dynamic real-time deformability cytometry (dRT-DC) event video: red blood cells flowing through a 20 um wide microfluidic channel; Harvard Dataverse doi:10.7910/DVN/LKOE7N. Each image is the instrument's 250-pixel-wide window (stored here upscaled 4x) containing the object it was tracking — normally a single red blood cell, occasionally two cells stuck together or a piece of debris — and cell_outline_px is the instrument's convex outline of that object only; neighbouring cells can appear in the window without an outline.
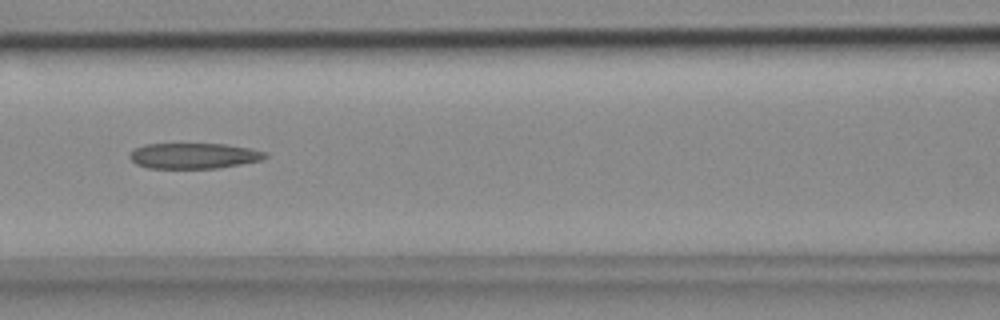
{"species": "common noctule bat (a hibernating species)", "species_latin": "Nyctalus noctula", "temperature_condition": "cold", "stored_images_in_passage": 53, "camera_frame_rate_fps": 3000, "um_per_image_px": 0.085, "animal": {"sex": "female", "body_mass_g": 18.4}, "frame": {"image": 1, "passage_image": 22, "time_ms": 7.0, "image_size_px": [1000, 320], "cell_outline_px": [[268, 156], [260, 160], [240, 164], [216, 168], [148, 168], [136, 164], [128, 156], [136, 148], [144, 144], [224, 144], [248, 148], [264, 152]], "centroid_in_image_um": [16.43, 13.24], "position_along_channel_um": 150.2, "area_um2": 19.94}}
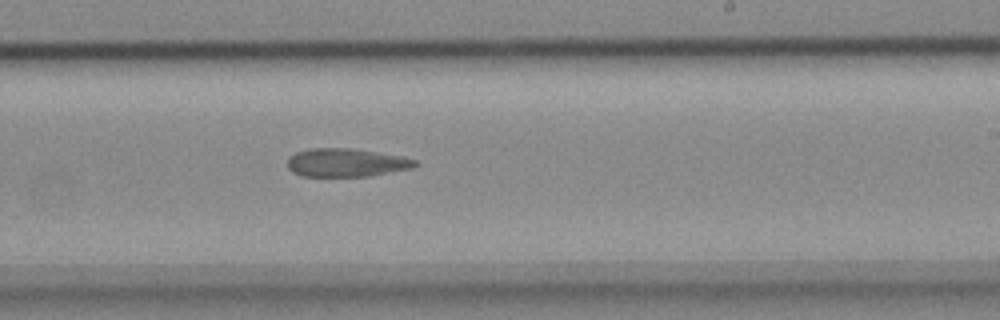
{"frame": {"image": 2, "passage_image": 31, "time_ms": 10.0, "image_size_px": [1000, 320], "cell_outline_px": [[416, 164], [412, 168], [368, 176], [300, 176], [292, 172], [288, 168], [288, 156], [296, 152], [308, 148], [348, 148], [400, 156], [416, 160]], "centroid_in_image_um": [29.35, 13.82], "position_along_channel_um": 259.6, "area_um2": 20.87}}
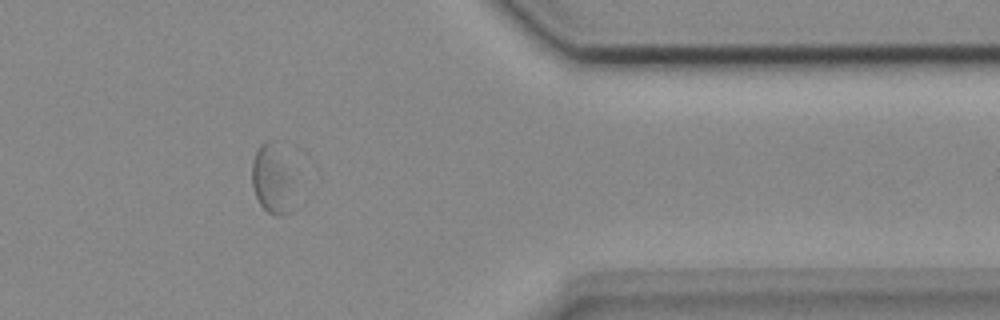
{"frame": {"image": 3, "passage_image": 43, "time_ms": 14.0, "image_size_px": [1000, 320], "cell_outline_px": [[296, 208], [292, 212], [280, 216], [268, 212], [260, 204], [256, 196], [252, 184], [252, 160], [260, 144], [264, 140], [272, 140]], "centroid_in_image_um": [23.03, 15.39], "position_along_channel_um": 388.4, "area_um2": 15.32}, "authors_computed_cell_mechanics": {"area_um2": 21.5594, "velocity_mm_per_s": 3.6631, "shape_relaxation_time_tau1_ms": null, "shape_relaxation_time_tau2_ms": 3.5123, "deformation_change_tau1": null, "deformation_change_tau2": 0.0823}}